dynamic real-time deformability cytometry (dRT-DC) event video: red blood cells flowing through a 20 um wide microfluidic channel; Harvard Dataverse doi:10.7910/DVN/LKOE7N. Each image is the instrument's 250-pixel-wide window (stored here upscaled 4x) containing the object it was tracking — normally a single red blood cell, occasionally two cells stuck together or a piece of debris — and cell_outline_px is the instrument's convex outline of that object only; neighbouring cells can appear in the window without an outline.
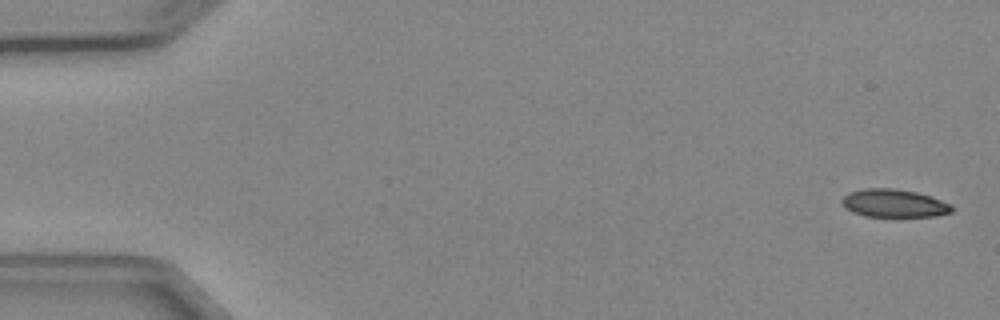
{"species": "Egyptian fruit bat (a non-hibernating species)", "species_latin": "Rousettus aegyptiacus", "temperature_condition": "cold", "stored_images_in_passage": 5, "camera_frame_rate_fps": 3000, "um_per_image_px": 0.085, "animal": {"sex": "female"}, "frame": {"image": 1, "passage_image": 1, "time_ms": 0.0, "image_size_px": [1000, 320], "cell_outline_px": [[952, 212], [936, 216], [864, 216], [852, 212], [844, 208], [840, 200], [848, 192], [864, 188], [892, 188], [916, 192], [952, 204]], "centroid_in_image_um": [75.94, 17.27], "position_along_channel_um": 9.1, "area_um2": 17.92}}
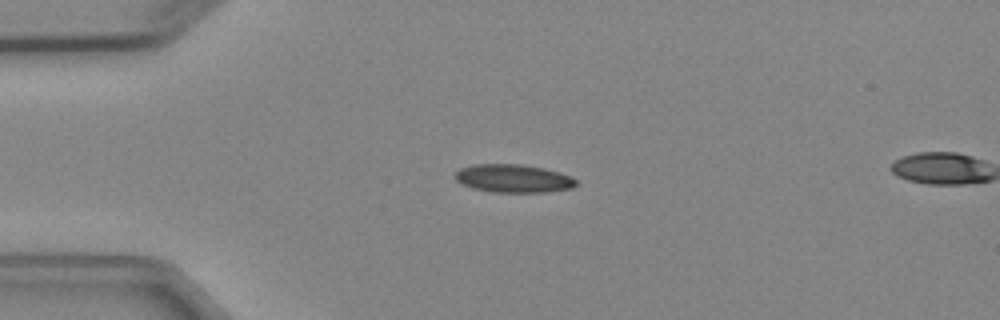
{"frame": {"image": 2, "passage_image": 4, "time_ms": 3.667, "image_size_px": [1000, 320], "cell_outline_px": [[576, 184], [572, 188], [544, 192], [492, 192], [472, 188], [460, 184], [452, 176], [460, 168], [472, 164], [520, 164], [544, 168], [560, 172], [572, 176], [576, 180]], "centroid_in_image_um": [43.59, 15.16], "position_along_channel_um": 41.4, "area_um2": 20.06}}